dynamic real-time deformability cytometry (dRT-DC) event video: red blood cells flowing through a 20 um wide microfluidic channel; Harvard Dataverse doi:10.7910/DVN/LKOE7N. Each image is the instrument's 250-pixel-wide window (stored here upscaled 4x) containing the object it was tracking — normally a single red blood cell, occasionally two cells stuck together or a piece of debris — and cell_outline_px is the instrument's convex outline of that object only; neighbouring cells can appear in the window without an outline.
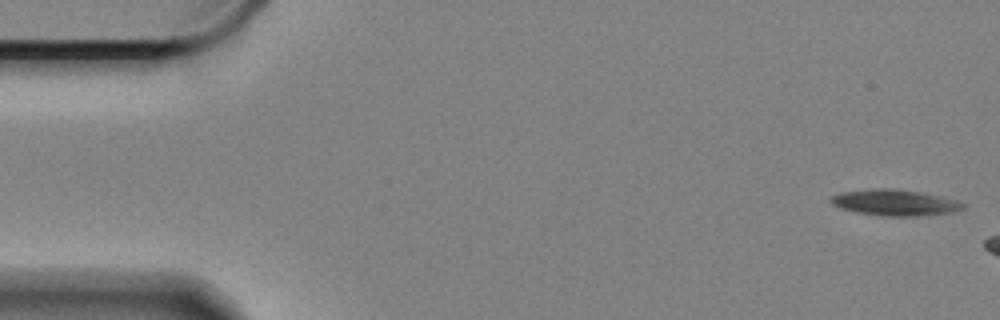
{"species": "Egyptian fruit bat (a non-hibernating species)", "species_latin": "Rousettus aegyptiacus", "temperature_condition": "cold", "stored_images_in_passage": 3, "camera_frame_rate_fps": 3000, "um_per_image_px": 0.085, "animal": {"sex": "female"}, "frame": {"image": 1, "passage_image": 1, "time_ms": 0.0, "image_size_px": [1000, 320], "cell_outline_px": [[964, 208], [952, 212], [916, 216], [880, 216], [856, 212], [840, 208], [832, 204], [828, 200], [832, 196], [840, 192], [872, 188], [896, 188], [920, 192], [956, 200], [964, 204]], "centroid_in_image_um": [76.0, 17.21], "position_along_channel_um": 9.0, "area_um2": 20.11}}